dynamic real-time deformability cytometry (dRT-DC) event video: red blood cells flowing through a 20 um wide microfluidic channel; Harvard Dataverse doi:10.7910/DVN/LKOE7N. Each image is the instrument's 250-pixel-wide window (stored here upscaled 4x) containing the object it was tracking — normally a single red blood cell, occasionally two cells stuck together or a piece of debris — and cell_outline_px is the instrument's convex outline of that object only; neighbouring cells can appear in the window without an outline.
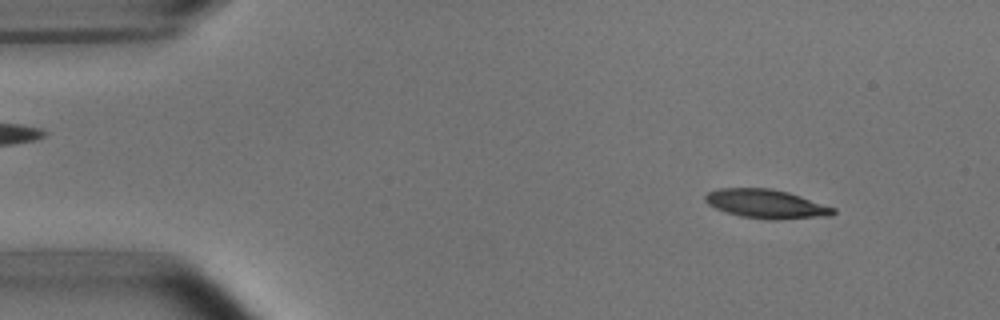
{"species": "common noctule bat (a hibernating species)", "species_latin": "Nyctalus noctula", "temperature_condition": "room temperature", "stored_images_in_passage": 4, "camera_frame_rate_fps": 3000, "um_per_image_px": 0.085, "animal": {"sex": "male", "body_mass_g": 15.6}, "frame": {"image": 1, "passage_image": 1, "time_ms": 0.0, "image_size_px": [1000, 320], "cell_outline_px": [[836, 212], [832, 216], [776, 220], [768, 220], [740, 216], [716, 208], [708, 204], [704, 200], [704, 196], [708, 192], [720, 188], [768, 188], [788, 192], [836, 208]], "centroid_in_image_um": [65.15, 17.34], "position_along_channel_um": 19.8, "area_um2": 21.62}}
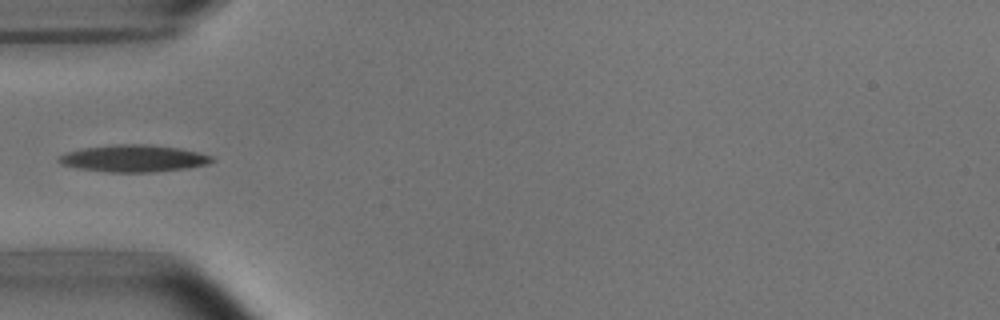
{"frame": {"image": 2, "passage_image": 4, "time_ms": 3.667, "image_size_px": [1000, 320], "cell_outline_px": [[216, 160], [208, 164], [188, 168], [152, 172], [108, 172], [76, 168], [64, 164], [56, 160], [60, 156], [68, 152], [84, 148], [120, 144], [148, 144], [180, 148], [200, 152], [212, 156]], "centroid_in_image_um": [11.43, 13.47], "position_along_channel_um": 73.6, "area_um2": 24.04}}